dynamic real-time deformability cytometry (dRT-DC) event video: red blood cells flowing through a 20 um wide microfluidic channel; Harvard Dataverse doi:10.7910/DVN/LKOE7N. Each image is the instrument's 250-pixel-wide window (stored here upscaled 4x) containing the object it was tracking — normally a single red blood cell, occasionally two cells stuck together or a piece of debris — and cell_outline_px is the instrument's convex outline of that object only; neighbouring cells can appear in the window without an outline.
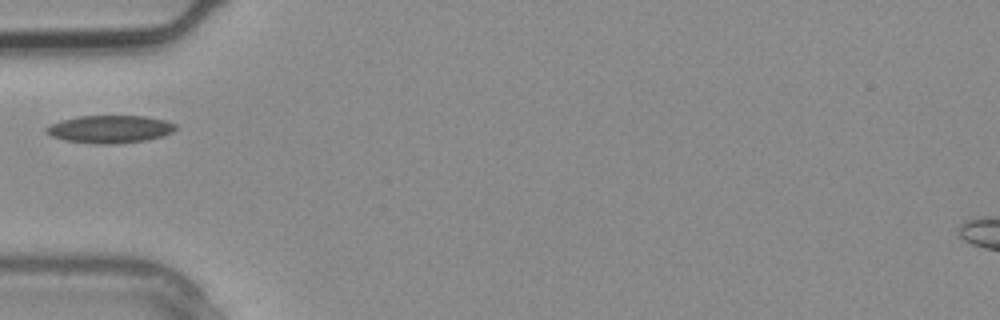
{"species": "common noctule bat (a hibernating species)", "species_latin": "Nyctalus noctula", "temperature_condition": "warm", "stored_images_in_passage": 1, "camera_frame_rate_fps": 3000, "um_per_image_px": 0.085, "animal": {"sex": "male", "body_mass_g": 20.4}, "frame": {"image": 1, "passage_image": 1, "time_ms": 0.0, "image_size_px": [1000, 320], "cell_outline_px": [[176, 128], [172, 132], [164, 136], [144, 140], [116, 144], [92, 144], [64, 140], [52, 136], [44, 132], [44, 128], [60, 120], [80, 116], [144, 116], [164, 120], [176, 124]], "centroid_in_image_um": [9.32, 10.98], "position_along_channel_um": 75.7, "area_um2": 20.92}}